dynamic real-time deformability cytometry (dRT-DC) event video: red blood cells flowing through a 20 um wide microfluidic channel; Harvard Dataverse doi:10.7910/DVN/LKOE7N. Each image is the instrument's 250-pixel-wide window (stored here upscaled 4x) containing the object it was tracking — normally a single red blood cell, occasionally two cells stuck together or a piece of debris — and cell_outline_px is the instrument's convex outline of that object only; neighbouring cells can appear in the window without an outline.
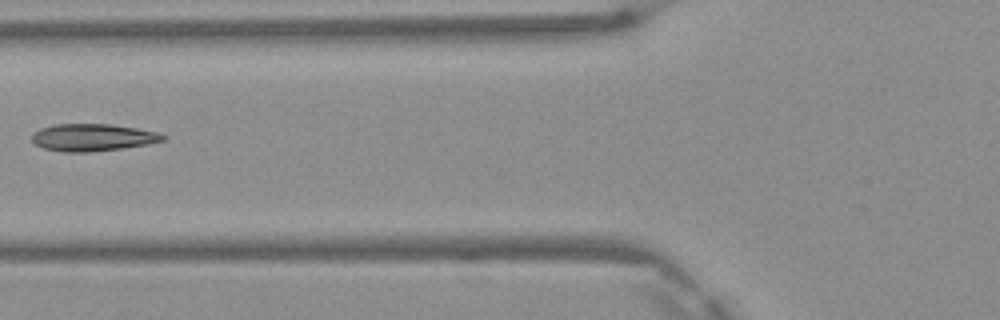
{"species": "Egyptian fruit bat (a non-hibernating species)", "species_latin": "Rousettus aegyptiacus", "temperature_condition": "warm", "stored_images_in_passage": 4, "camera_frame_rate_fps": 3000, "um_per_image_px": 0.085, "frame": {"image": 1, "passage_image": 3, "time_ms": 0.667, "image_size_px": [1000, 320], "cell_outline_px": [[168, 136], [164, 140], [148, 144], [120, 148], [84, 152], [64, 152], [44, 148], [36, 144], [32, 140], [32, 132], [40, 128], [56, 124], [108, 124], [136, 128], [156, 132]], "centroid_in_image_um": [7.86, 11.67], "position_along_channel_um": 117.9, "area_um2": 20.58}}
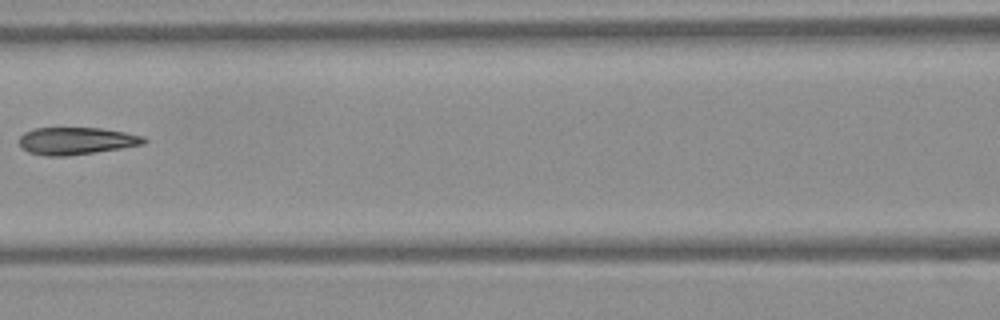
{"frame": {"image": 2, "passage_image": 4, "time_ms": 1.0, "image_size_px": [1000, 320], "cell_outline_px": [[148, 140], [144, 144], [120, 148], [64, 156], [44, 156], [28, 152], [20, 144], [20, 136], [24, 132], [36, 128], [100, 128], [124, 132], [144, 136]], "centroid_in_image_um": [6.49, 11.97], "position_along_channel_um": 160.1, "area_um2": 19.59}}